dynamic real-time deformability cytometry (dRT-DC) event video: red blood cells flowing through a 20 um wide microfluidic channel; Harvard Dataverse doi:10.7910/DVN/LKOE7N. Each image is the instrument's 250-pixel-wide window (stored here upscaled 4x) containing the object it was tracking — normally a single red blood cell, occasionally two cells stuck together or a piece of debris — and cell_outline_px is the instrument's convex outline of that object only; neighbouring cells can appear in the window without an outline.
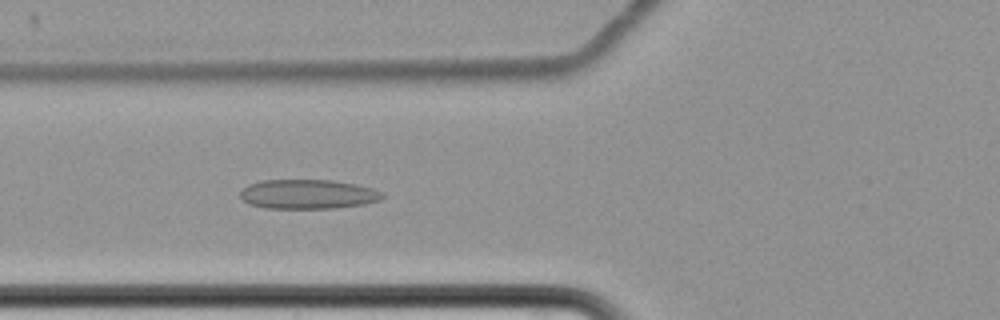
{"species": "common noctule bat (a hibernating species)", "species_latin": "Nyctalus noctula", "temperature_condition": "cold", "stored_images_in_passage": 6, "camera_frame_rate_fps": 3000, "um_per_image_px": 0.085, "animal": {"sex": "female", "body_mass_g": 22.7, "forearm_length_mm": 54.2}, "frame": {"image": 1, "passage_image": 6, "time_ms": 7.0, "image_size_px": [1000, 320], "cell_outline_px": [[384, 196], [380, 200], [364, 204], [332, 208], [264, 208], [248, 204], [240, 196], [240, 192], [248, 184], [260, 180], [332, 180], [356, 184], [372, 188], [384, 192]], "centroid_in_image_um": [26.17, 16.5], "position_along_channel_um": 99.6, "area_um2": 24.45}}